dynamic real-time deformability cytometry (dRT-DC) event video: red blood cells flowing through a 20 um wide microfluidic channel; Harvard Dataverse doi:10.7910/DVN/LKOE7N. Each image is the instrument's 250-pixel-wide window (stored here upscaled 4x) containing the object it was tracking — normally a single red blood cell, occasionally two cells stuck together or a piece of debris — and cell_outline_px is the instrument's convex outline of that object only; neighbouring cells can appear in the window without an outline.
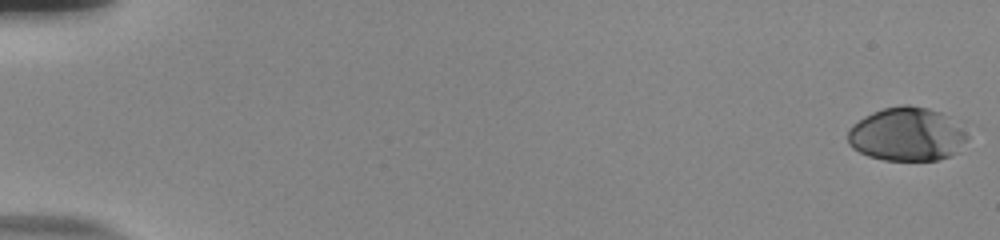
{"species": "human", "species_latin": "Homo sapiens", "temperature_condition": "room temperature", "stored_images_in_passage": 56, "camera_frame_rate_fps": 3000, "um_per_image_px": 0.085, "donor": {"sex": "male"}, "frame": {"image": 1, "passage_image": 1, "time_ms": 0.0, "image_size_px": [1000, 240], "cell_outline_px": [[968, 140], [956, 152], [940, 160], [884, 160], [868, 156], [852, 148], [848, 144], [848, 128], [852, 124], [864, 116], [872, 112], [884, 108], [900, 104], [908, 104], [928, 108], [964, 120], [968, 136]], "centroid_in_image_um": [77.16, 11.38], "position_along_channel_um": 7.8, "area_um2": 38.38}}
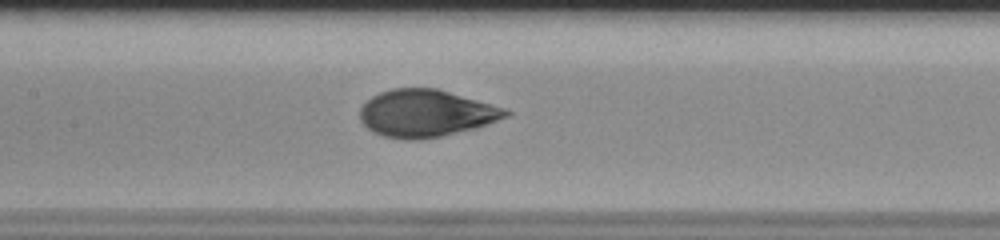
{"frame": {"image": 2, "passage_image": 29, "time_ms": 9.333, "image_size_px": [1000, 240], "cell_outline_px": [[512, 112], [508, 116], [488, 124], [476, 128], [440, 136], [416, 140], [404, 140], [384, 136], [372, 132], [360, 120], [360, 108], [372, 96], [380, 92], [392, 88], [436, 88], [504, 108]], "centroid_in_image_um": [36.18, 9.64], "position_along_channel_um": 171.2, "area_um2": 39.88}}
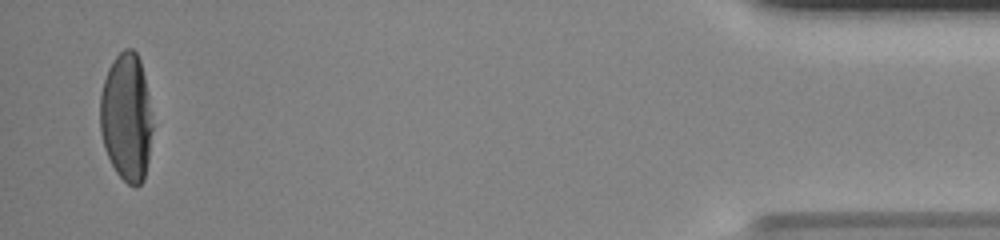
{"frame": {"image": 3, "passage_image": 55, "time_ms": 18.0, "image_size_px": [1000, 240], "cell_outline_px": [[152, 128], [148, 160], [144, 180], [136, 188], [128, 184], [116, 172], [104, 148], [100, 132], [100, 96], [104, 80], [108, 68], [116, 56], [124, 48], [132, 48], [136, 52], [140, 60], [144, 76], [148, 96], [152, 124]], "centroid_in_image_um": [10.74, 9.98], "position_along_channel_um": 424.5, "area_um2": 39.07}, "authors_computed_cell_mechanics": {"area_um2": 38.9861, "velocity_mm_per_s": 3.7598, "shape_relaxation_time_tau1_ms": 4.3817, "shape_relaxation_time_tau2_ms": null, "deformation_change_tau1": 0.2158, "deformation_change_tau2": null}}